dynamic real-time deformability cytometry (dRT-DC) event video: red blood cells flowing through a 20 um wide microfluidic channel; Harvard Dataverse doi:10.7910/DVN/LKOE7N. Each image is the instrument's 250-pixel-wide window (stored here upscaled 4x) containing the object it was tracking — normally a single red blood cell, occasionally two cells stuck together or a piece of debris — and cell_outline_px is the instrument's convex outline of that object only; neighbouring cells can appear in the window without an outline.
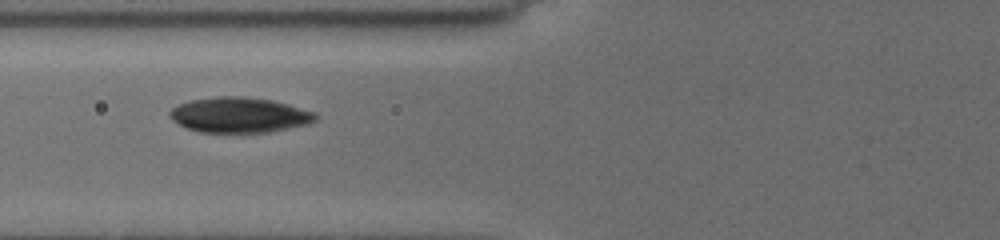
{"species": "common noctule bat (a hibernating species)", "species_latin": "Nyctalus noctula", "temperature_condition": "cold", "stored_images_in_passage": 17, "camera_frame_rate_fps": 3000, "um_per_image_px": 0.085, "animal": {"sex": "female", "body_mass_g": 19.5, "forearm_length_mm": 54.1}, "frame": {"image": 1, "passage_image": 7, "time_ms": 6.333, "image_size_px": [1000, 240], "cell_outline_px": [[316, 120], [308, 124], [272, 132], [240, 136], [200, 132], [188, 128], [172, 120], [168, 116], [168, 112], [172, 108], [188, 100], [216, 96], [244, 96], [272, 100], [288, 104], [316, 112]], "centroid_in_image_um": [20.34, 9.82], "position_along_channel_um": 105.5, "area_um2": 31.15}}
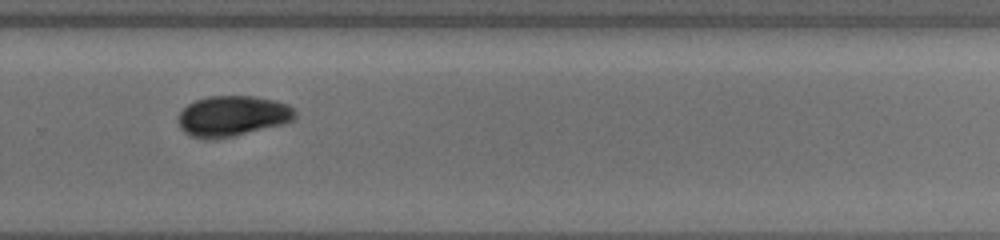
{"frame": {"image": 2, "passage_image": 13, "time_ms": 11.667, "image_size_px": [1000, 240], "cell_outline_px": [[296, 116], [292, 120], [280, 124], [216, 140], [204, 140], [192, 136], [184, 132], [180, 128], [180, 112], [188, 104], [196, 100], [208, 96], [256, 96], [288, 104], [296, 112]], "centroid_in_image_um": [19.73, 9.86], "position_along_channel_um": 310.1, "area_um2": 27.34}}
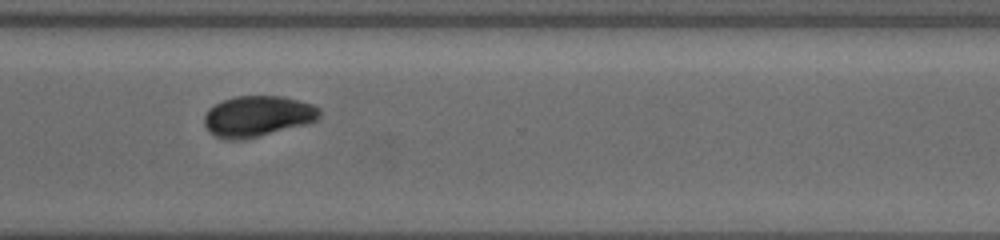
{"frame": {"image": 3, "passage_image": 14, "time_ms": 12.667, "image_size_px": [1000, 240], "cell_outline_px": [[320, 116], [316, 120], [304, 124], [244, 140], [224, 140], [208, 132], [204, 124], [204, 116], [208, 108], [232, 96], [280, 96], [312, 104], [320, 108]], "centroid_in_image_um": [21.84, 9.89], "position_along_channel_um": 348.8, "area_um2": 27.4}}